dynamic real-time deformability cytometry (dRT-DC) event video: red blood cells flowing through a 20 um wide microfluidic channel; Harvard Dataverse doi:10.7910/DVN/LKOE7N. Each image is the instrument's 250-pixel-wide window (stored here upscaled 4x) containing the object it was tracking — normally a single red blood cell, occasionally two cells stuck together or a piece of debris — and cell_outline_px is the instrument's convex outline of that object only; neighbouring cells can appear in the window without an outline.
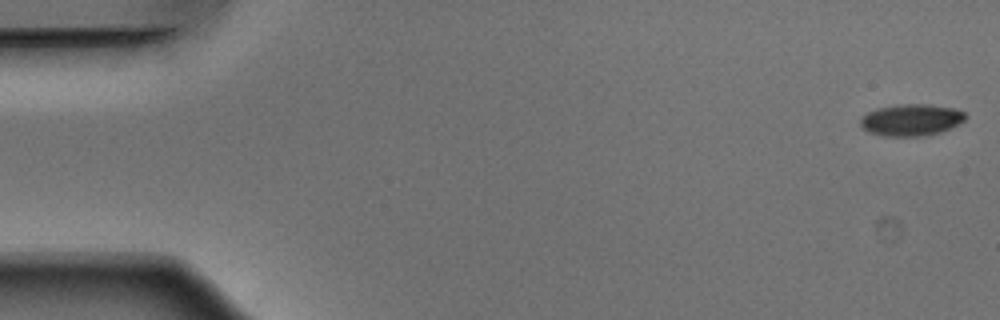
{"species": "Egyptian fruit bat (a non-hibernating species)", "species_latin": "Rousettus aegyptiacus", "temperature_condition": "warm", "stored_images_in_passage": 15, "camera_frame_rate_fps": 3000, "um_per_image_px": 0.085, "animal": {"sex": "male"}, "frame": {"image": 1, "passage_image": 1, "time_ms": 0.0, "image_size_px": [1000, 320], "cell_outline_px": [[968, 116], [960, 124], [940, 132], [924, 136], [884, 136], [868, 132], [860, 124], [860, 120], [868, 112], [876, 108], [896, 104], [928, 104], [952, 108], [964, 112]], "centroid_in_image_um": [77.46, 10.19], "position_along_channel_um": 7.5, "area_um2": 19.48}}
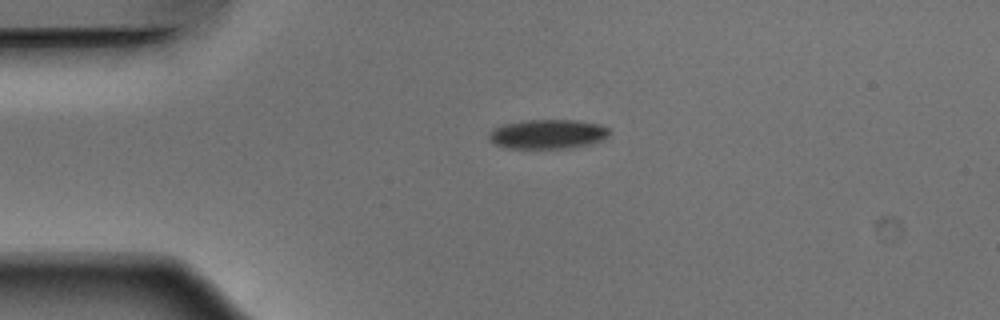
{"frame": {"image": 2, "passage_image": 12, "time_ms": 3.667, "image_size_px": [1000, 320], "cell_outline_px": [[608, 136], [600, 140], [588, 144], [572, 148], [508, 148], [496, 144], [488, 136], [496, 128], [504, 124], [524, 120], [576, 120], [600, 124], [608, 128]], "centroid_in_image_um": [46.59, 11.39], "position_along_channel_um": 38.4, "area_um2": 20.29}}